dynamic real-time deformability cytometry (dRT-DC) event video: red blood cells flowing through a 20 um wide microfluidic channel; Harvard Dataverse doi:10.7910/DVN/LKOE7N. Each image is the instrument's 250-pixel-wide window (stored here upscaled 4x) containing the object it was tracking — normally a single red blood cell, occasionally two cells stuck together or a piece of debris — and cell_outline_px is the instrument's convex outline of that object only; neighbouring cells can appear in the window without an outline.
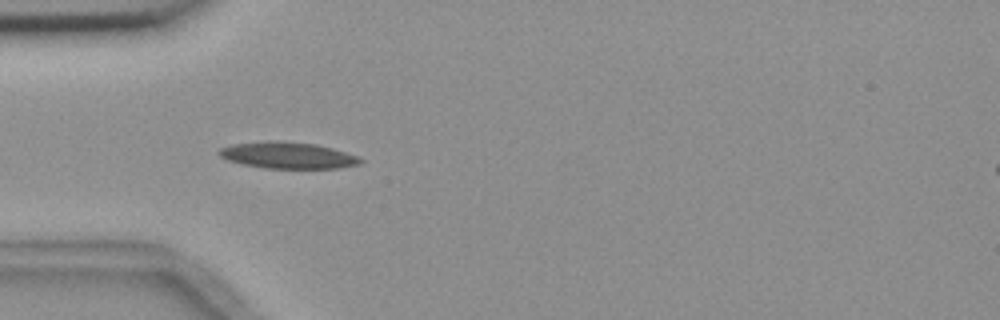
{"species": "common noctule bat (a hibernating species)", "species_latin": "Nyctalus noctula", "temperature_condition": "room temperature", "stored_images_in_passage": 8, "camera_frame_rate_fps": 3000, "um_per_image_px": 0.085, "animal": {"sex": "female", "body_mass_g": 18.4}, "frame": {"image": 1, "passage_image": 5, "time_ms": 5.333, "image_size_px": [1000, 320], "cell_outline_px": [[364, 160], [360, 164], [340, 168], [264, 168], [244, 164], [228, 160], [220, 156], [216, 152], [220, 148], [232, 144], [268, 140], [280, 140], [316, 144], [332, 148], [356, 156]], "centroid_in_image_um": [24.44, 13.19], "position_along_channel_um": 60.6, "area_um2": 21.85}}
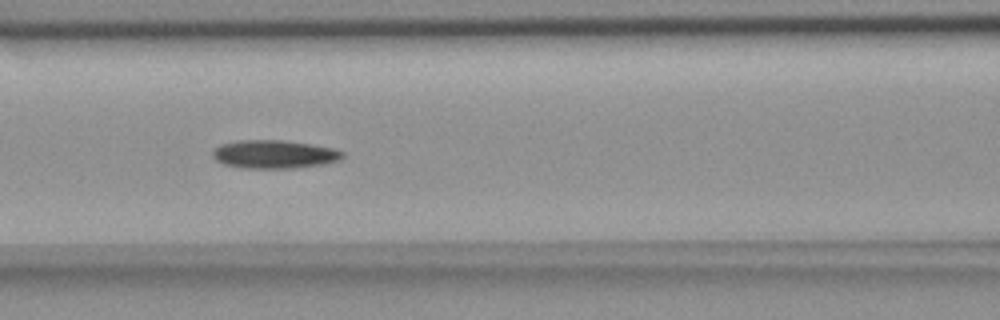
{"frame": {"image": 2, "passage_image": 7, "time_ms": 7.667, "image_size_px": [1000, 320], "cell_outline_px": [[344, 156], [340, 160], [324, 164], [292, 168], [240, 168], [224, 164], [216, 160], [212, 156], [212, 152], [220, 144], [240, 140], [280, 140], [308, 144], [332, 148], [344, 152]], "centroid_in_image_um": [23.29, 13.12], "position_along_channel_um": 143.3, "area_um2": 21.33}}
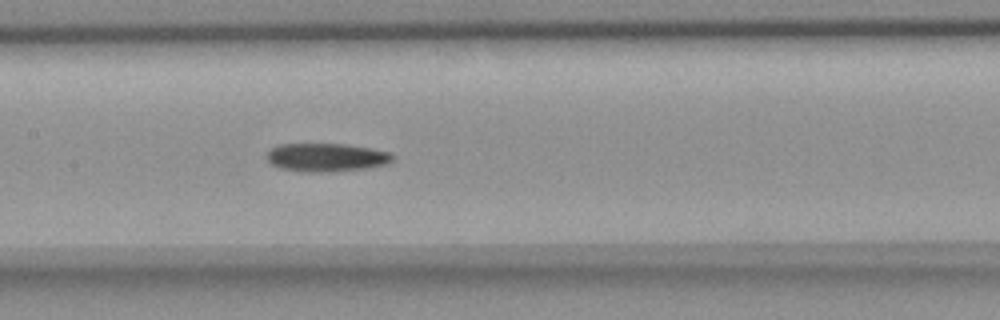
{"frame": {"image": 3, "passage_image": 8, "time_ms": 8.667, "image_size_px": [1000, 320], "cell_outline_px": [[396, 156], [388, 164], [364, 168], [332, 172], [304, 172], [280, 168], [272, 164], [268, 160], [268, 152], [272, 148], [280, 144], [344, 144], [372, 148], [392, 152]], "centroid_in_image_um": [27.8, 13.38], "position_along_channel_um": 179.6, "area_um2": 20.87}}